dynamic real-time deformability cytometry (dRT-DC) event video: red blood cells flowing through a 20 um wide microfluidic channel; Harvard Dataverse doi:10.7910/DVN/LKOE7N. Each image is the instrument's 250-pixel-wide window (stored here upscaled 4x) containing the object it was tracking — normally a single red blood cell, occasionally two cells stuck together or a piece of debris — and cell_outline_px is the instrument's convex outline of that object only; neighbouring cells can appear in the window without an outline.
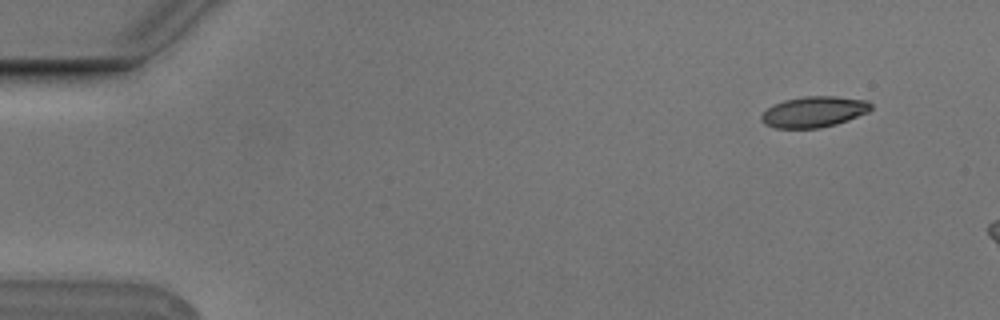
{"species": "Egyptian fruit bat (a non-hibernating species)", "species_latin": "Rousettus aegyptiacus", "temperature_condition": "cold", "stored_images_in_passage": 3, "camera_frame_rate_fps": 3000, "um_per_image_px": 0.085, "animal": {"sex": "male"}, "frame": {"image": 1, "passage_image": 1, "time_ms": 0.0, "image_size_px": [1000, 320], "cell_outline_px": [[872, 108], [868, 112], [848, 120], [836, 124], [820, 128], [776, 128], [764, 124], [760, 120], [760, 116], [768, 108], [784, 100], [804, 96], [836, 96], [868, 100], [872, 104]], "centroid_in_image_um": [69.2, 9.5], "position_along_channel_um": 15.8, "area_um2": 19.77}}